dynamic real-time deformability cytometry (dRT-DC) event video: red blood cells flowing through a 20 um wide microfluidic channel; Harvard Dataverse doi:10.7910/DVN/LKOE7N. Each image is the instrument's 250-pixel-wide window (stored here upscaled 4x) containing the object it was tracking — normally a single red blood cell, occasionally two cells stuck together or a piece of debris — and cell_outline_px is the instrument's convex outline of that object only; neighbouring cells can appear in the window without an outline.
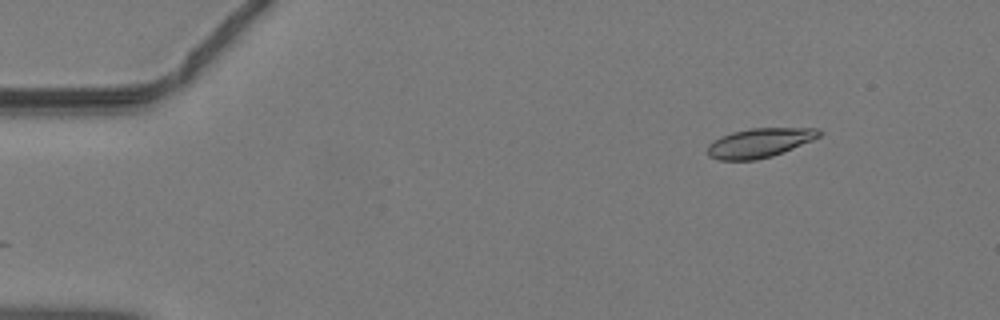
{"species": "common noctule bat (a hibernating species)", "species_latin": "Nyctalus noctula", "temperature_condition": "warm", "stored_images_in_passage": 41, "camera_frame_rate_fps": 3000, "um_per_image_px": 0.085, "animal": {"sex": "male", "body_mass_g": 19.2, "forearm_length_mm": 51.8}, "frame": {"image": 1, "passage_image": 1, "time_ms": 0.0, "image_size_px": [1000, 320], "cell_outline_px": [[824, 132], [820, 136], [812, 140], [772, 156], [756, 160], [720, 160], [708, 156], [708, 144], [720, 136], [732, 132], [752, 128], [820, 128]], "centroid_in_image_um": [64.57, 12.13], "position_along_channel_um": 20.4, "area_um2": 19.02}}
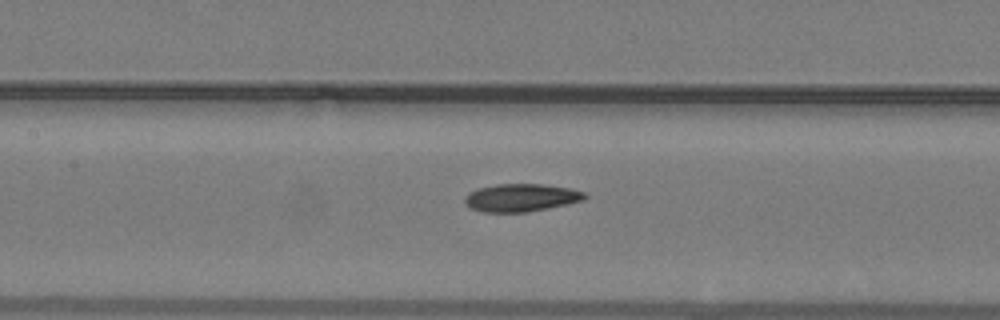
{"frame": {"image": 2, "passage_image": 17, "time_ms": 5.333, "image_size_px": [1000, 320], "cell_outline_px": [[588, 196], [584, 200], [548, 208], [524, 212], [484, 212], [472, 208], [464, 200], [472, 192], [480, 188], [496, 184], [544, 184], [568, 188], [584, 192]], "centroid_in_image_um": [44.35, 16.8], "position_along_channel_um": 163.0, "area_um2": 19.02}}
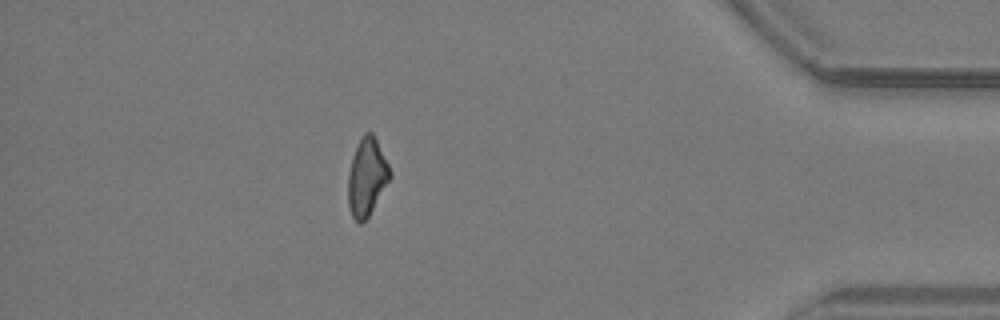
{"frame": {"image": 3, "passage_image": 36, "time_ms": 11.667, "image_size_px": [1000, 320], "cell_outline_px": [[392, 176], [368, 216], [360, 224], [352, 216], [348, 204], [348, 176], [352, 156], [364, 132], [372, 132], [392, 172]], "centroid_in_image_um": [31.18, 15.05], "position_along_channel_um": 404.0, "area_um2": 18.61}}